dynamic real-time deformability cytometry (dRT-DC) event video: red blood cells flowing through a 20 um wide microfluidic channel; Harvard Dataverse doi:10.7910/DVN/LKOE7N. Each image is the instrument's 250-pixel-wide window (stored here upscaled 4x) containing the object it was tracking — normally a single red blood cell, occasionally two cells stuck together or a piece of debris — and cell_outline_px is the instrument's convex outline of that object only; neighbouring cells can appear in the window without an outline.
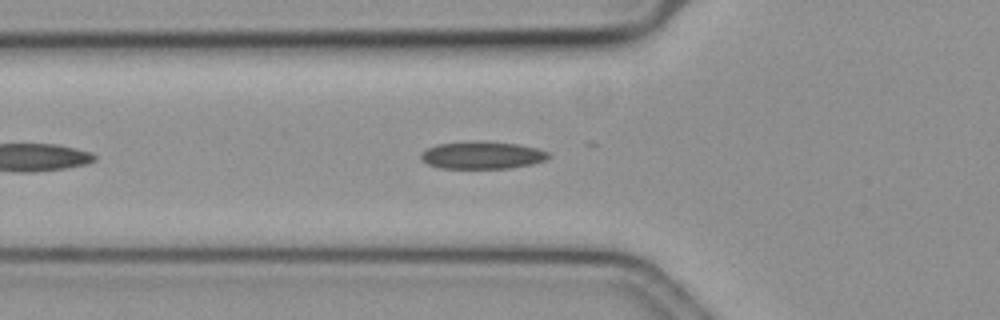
{"species": "common noctule bat (a hibernating species)", "species_latin": "Nyctalus noctula", "temperature_condition": "cold", "stored_images_in_passage": 41, "camera_frame_rate_fps": 3000, "um_per_image_px": 0.085, "animal": {"sex": "female", "body_mass_g": 19.3, "forearm_length_mm": 54.1}, "frame": {"image": 1, "passage_image": 7, "time_ms": 2.0, "image_size_px": [1000, 320], "cell_outline_px": [[552, 156], [548, 160], [532, 164], [508, 168], [440, 168], [428, 164], [420, 156], [428, 148], [436, 144], [480, 140], [516, 144], [536, 148], [548, 152]], "centroid_in_image_um": [41.03, 13.18], "position_along_channel_um": 84.8, "area_um2": 20.4}}
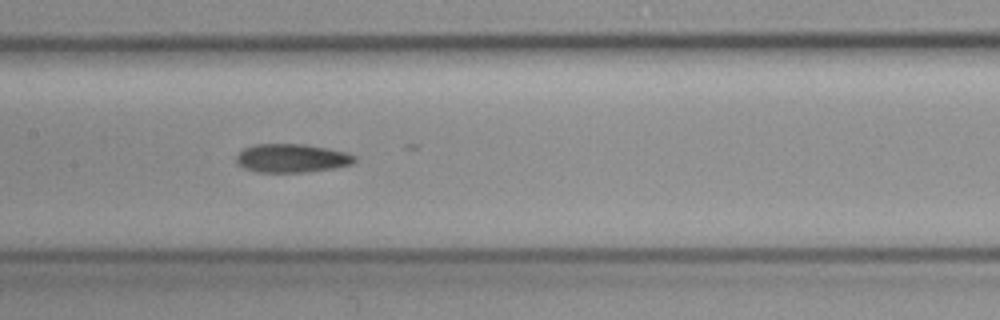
{"frame": {"image": 2, "passage_image": 15, "time_ms": 4.667, "image_size_px": [1000, 320], "cell_outline_px": [[356, 160], [352, 164], [336, 168], [304, 172], [256, 172], [244, 168], [236, 160], [236, 156], [244, 148], [256, 144], [304, 144], [344, 152], [356, 156]], "centroid_in_image_um": [24.8, 13.45], "position_along_channel_um": 182.6, "area_um2": 19.54}}
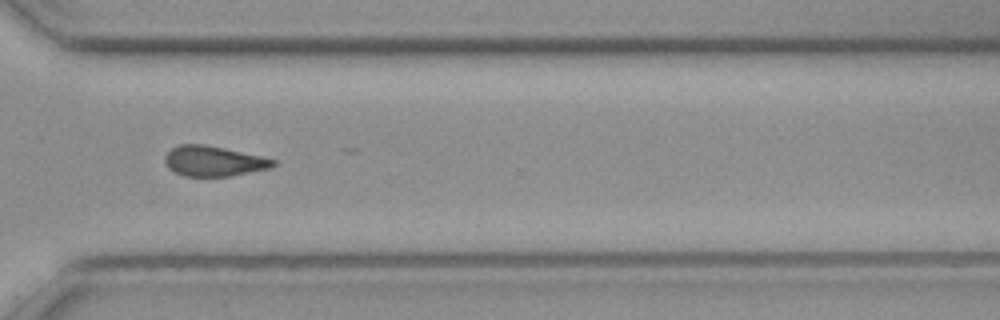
{"frame": {"image": 3, "passage_image": 29, "time_ms": 9.333, "image_size_px": [1000, 320], "cell_outline_px": [[276, 164], [272, 168], [232, 176], [184, 176], [168, 168], [164, 160], [164, 156], [172, 148], [180, 144], [204, 144], [224, 148], [260, 156], [276, 160]], "centroid_in_image_um": [18.17, 13.7], "position_along_channel_um": 352.4, "area_um2": 19.07}}